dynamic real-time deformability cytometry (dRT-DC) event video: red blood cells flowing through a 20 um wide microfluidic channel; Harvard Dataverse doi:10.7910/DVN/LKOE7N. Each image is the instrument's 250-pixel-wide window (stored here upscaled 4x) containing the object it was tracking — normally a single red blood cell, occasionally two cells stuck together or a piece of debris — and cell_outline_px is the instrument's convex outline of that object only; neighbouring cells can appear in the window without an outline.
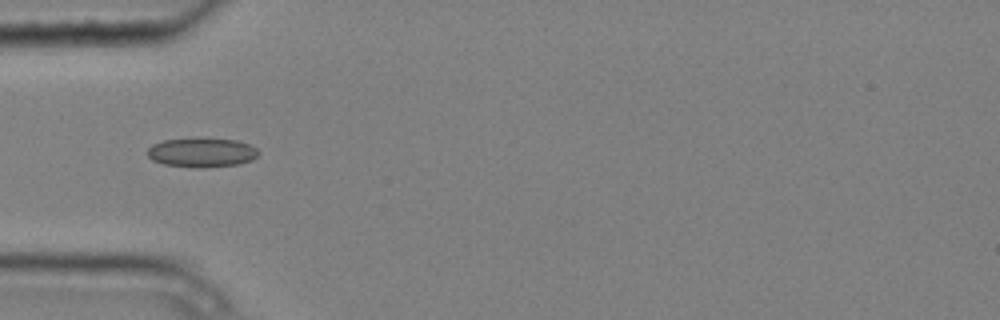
{"species": "common noctule bat (a hibernating species)", "species_latin": "Nyctalus noctula", "temperature_condition": "cold", "stored_images_in_passage": 5, "camera_frame_rate_fps": 3000, "um_per_image_px": 0.085, "animal": {"sex": "male", "body_mass_g": 20.4}, "frame": {"image": 1, "passage_image": 3, "time_ms": 0.667, "image_size_px": [1000, 320], "cell_outline_px": [[260, 152], [252, 160], [240, 164], [200, 168], [192, 168], [164, 164], [152, 160], [148, 156], [148, 148], [152, 144], [164, 140], [236, 140], [248, 144], [256, 148]], "centroid_in_image_um": [17.15, 13.0], "position_along_channel_um": 67.8, "area_um2": 18.5}}
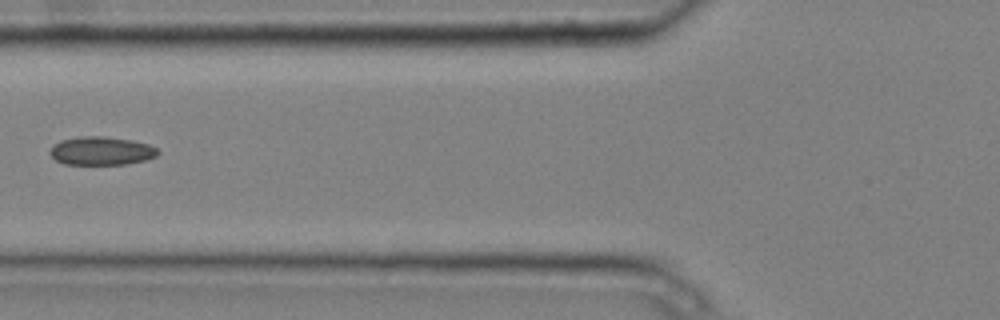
{"frame": {"image": 2, "passage_image": 4, "time_ms": 1.0, "image_size_px": [1000, 320], "cell_outline_px": [[160, 152], [156, 156], [144, 160], [124, 164], [64, 164], [56, 160], [48, 152], [52, 144], [60, 140], [80, 136], [104, 136], [128, 140], [148, 144], [156, 148]], "centroid_in_image_um": [8.56, 12.82], "position_along_channel_um": 117.2, "area_um2": 17.8}}
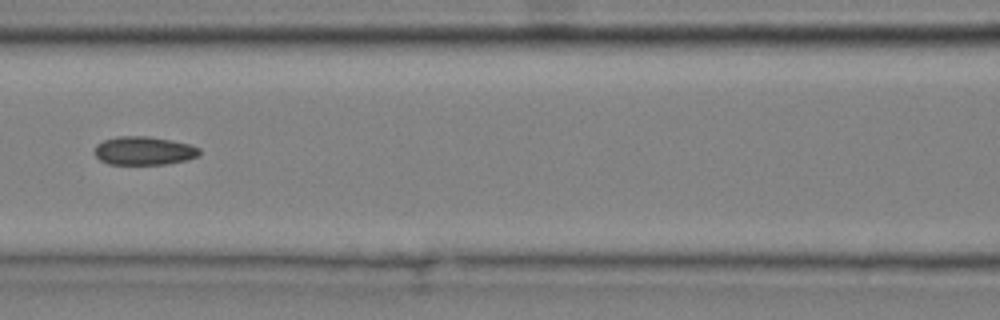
{"frame": {"image": 3, "passage_image": 5, "time_ms": 1.333, "image_size_px": [1000, 320], "cell_outline_px": [[200, 156], [188, 160], [168, 164], [108, 164], [100, 160], [96, 156], [96, 144], [104, 140], [116, 136], [148, 136], [172, 140], [188, 144], [200, 148]], "centroid_in_image_um": [12.27, 12.81], "position_along_channel_um": 154.3, "area_um2": 17.51}}